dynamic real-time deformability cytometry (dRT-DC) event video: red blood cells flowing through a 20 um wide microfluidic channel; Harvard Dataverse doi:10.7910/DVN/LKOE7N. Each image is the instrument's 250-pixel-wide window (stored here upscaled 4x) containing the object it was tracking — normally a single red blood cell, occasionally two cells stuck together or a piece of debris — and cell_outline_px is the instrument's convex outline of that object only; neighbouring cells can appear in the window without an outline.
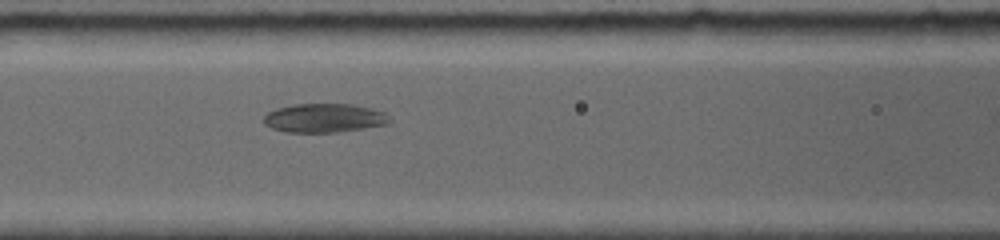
{"species": "common noctule bat (a hibernating species)", "species_latin": "Nyctalus noctula", "temperature_condition": "room temperature", "stored_images_in_passage": 13, "segment_of_instrument_passage": [1, 2], "camera_frame_rate_fps": 5000, "um_per_image_px": 0.085, "animal": {"sex": "female", "body_mass_g": 19.0, "forearm_length_mm": 56.7}, "frame": {"image": 1, "passage_image": 8, "time_ms": 3.4, "image_size_px": [1000, 240], "cell_outline_px": [[392, 120], [388, 124], [364, 128], [336, 132], [284, 132], [272, 128], [264, 124], [264, 116], [268, 112], [276, 108], [292, 104], [352, 104], [372, 108], [384, 112]], "centroid_in_image_um": [27.56, 10.03], "position_along_channel_um": 139.0, "area_um2": 21.27}}
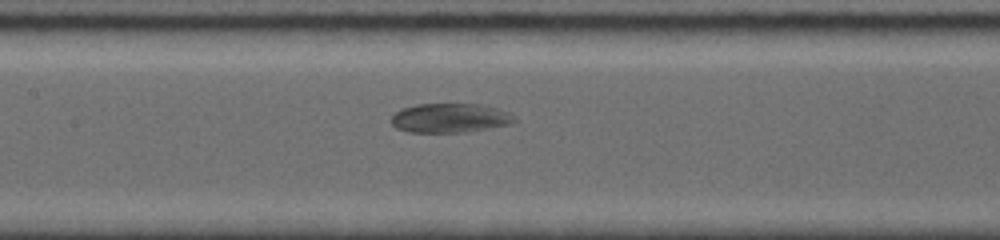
{"frame": {"image": 2, "passage_image": 10, "time_ms": 4.2, "image_size_px": [1000, 240], "cell_outline_px": [[516, 120], [512, 124], [464, 132], [408, 132], [396, 128], [388, 120], [396, 112], [404, 108], [416, 104], [480, 104], [496, 108], [508, 112]], "centroid_in_image_um": [38.21, 10.03], "position_along_channel_um": 169.2, "area_um2": 20.92}}